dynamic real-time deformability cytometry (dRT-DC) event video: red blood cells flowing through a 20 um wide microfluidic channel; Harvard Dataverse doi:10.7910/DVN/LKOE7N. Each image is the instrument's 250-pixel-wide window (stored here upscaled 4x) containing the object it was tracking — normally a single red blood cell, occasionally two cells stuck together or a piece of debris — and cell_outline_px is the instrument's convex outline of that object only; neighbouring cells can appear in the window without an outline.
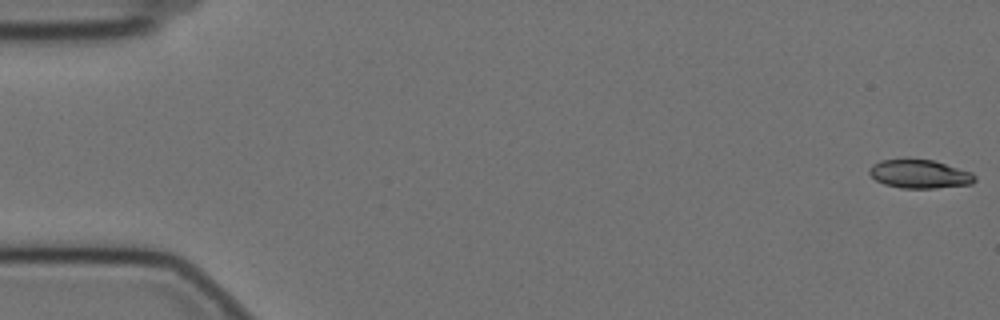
{"species": "Egyptian fruit bat (a non-hibernating species)", "species_latin": "Rousettus aegyptiacus", "temperature_condition": "cold", "stored_images_in_passage": 58, "camera_frame_rate_fps": 3000, "um_per_image_px": 0.085, "animal": {"sex": "female"}, "frame": {"image": 1, "passage_image": 1, "time_ms": 0.0, "image_size_px": [1000, 320], "cell_outline_px": [[976, 180], [972, 184], [936, 188], [900, 188], [884, 184], [876, 180], [868, 172], [868, 168], [872, 164], [880, 160], [932, 160], [972, 172], [976, 176]], "centroid_in_image_um": [78.17, 14.8], "position_along_channel_um": 6.8, "area_um2": 17.46}}
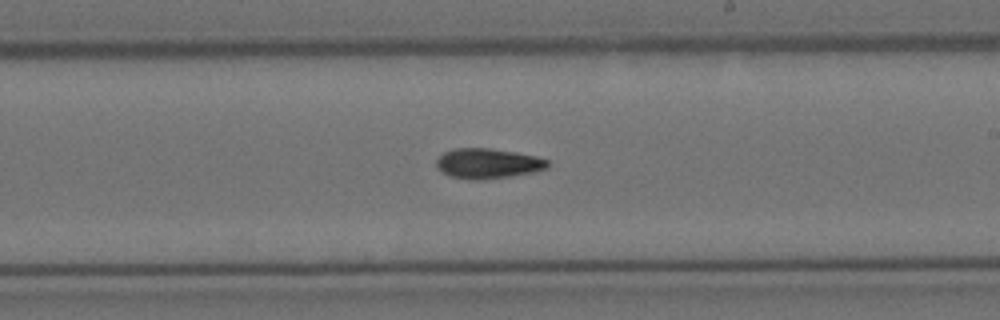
{"frame": {"image": 2, "passage_image": 34, "time_ms": 11.0, "image_size_px": [1000, 320], "cell_outline_px": [[548, 168], [532, 172], [508, 176], [480, 180], [468, 180], [448, 176], [440, 172], [436, 168], [436, 160], [444, 152], [456, 148], [488, 148], [516, 152], [536, 156], [548, 160]], "centroid_in_image_um": [41.41, 13.9], "position_along_channel_um": 247.6, "area_um2": 19.59}}
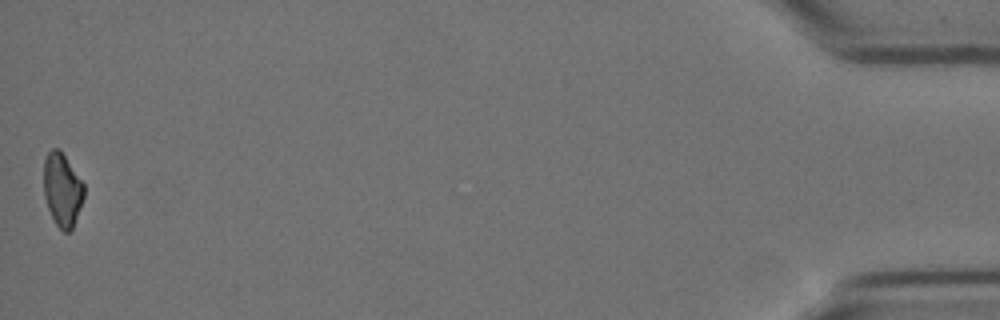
{"frame": {"image": 3, "passage_image": 58, "time_ms": 19.0, "image_size_px": [1000, 320], "cell_outline_px": [[84, 196], [72, 228], [68, 232], [64, 232], [56, 224], [48, 208], [44, 196], [44, 160], [48, 152], [52, 148], [60, 148], [84, 184]], "centroid_in_image_um": [5.28, 16.09], "position_along_channel_um": 429.9, "area_um2": 17.05}, "authors_computed_cell_mechanics": {"area_um2": 18.5538, "velocity_mm_per_s": 3.484, "shape_relaxation_time_tau1_ms": 9.9843, "shape_relaxation_time_tau2_ms": null, "deformation_change_tau1": 0.2084, "deformation_change_tau2": null}}